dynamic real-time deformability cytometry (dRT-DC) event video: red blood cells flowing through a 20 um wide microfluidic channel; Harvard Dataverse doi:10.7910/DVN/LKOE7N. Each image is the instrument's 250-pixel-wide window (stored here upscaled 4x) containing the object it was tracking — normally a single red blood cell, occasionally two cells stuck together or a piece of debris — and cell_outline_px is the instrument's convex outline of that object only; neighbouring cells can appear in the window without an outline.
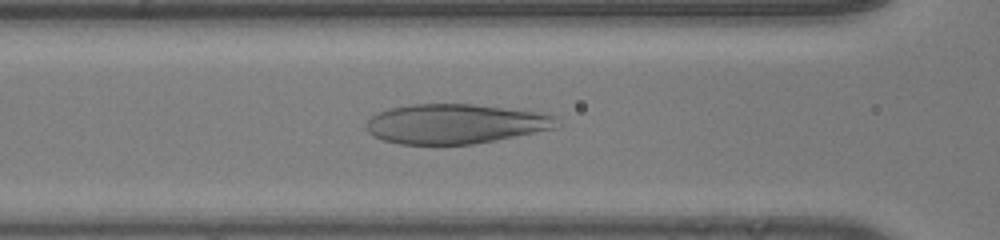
{"species": "human", "species_latin": "Homo sapiens", "temperature_condition": "room temperature", "stored_images_in_passage": 46, "camera_frame_rate_fps": 3000, "um_per_image_px": 0.085, "donor": {"sex": "male"}, "frame": {"image": 1, "passage_image": 21, "time_ms": 6.667, "image_size_px": [1000, 240], "cell_outline_px": [[560, 124], [552, 128], [496, 140], [472, 144], [400, 144], [384, 140], [368, 132], [368, 120], [376, 112], [388, 108], [412, 104], [472, 104], [540, 112], [556, 116]], "centroid_in_image_um": [38.69, 10.51], "position_along_channel_um": 127.9, "area_um2": 43.75}}
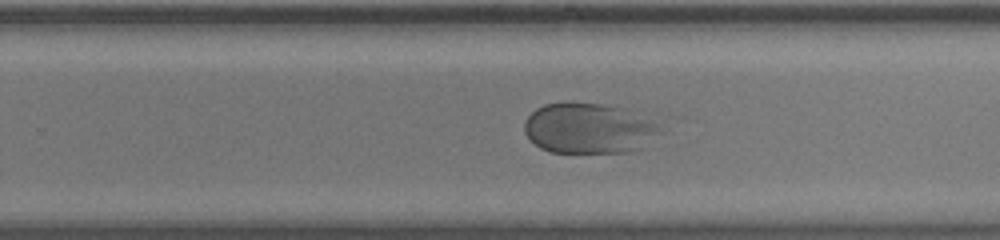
{"frame": {"image": 2, "passage_image": 32, "time_ms": 10.333, "image_size_px": [1000, 240], "cell_outline_px": [[660, 132], [640, 148], [632, 152], [552, 152], [540, 148], [528, 140], [524, 132], [524, 120], [536, 108], [544, 104], [568, 100], [604, 104], [632, 108], [656, 124]], "centroid_in_image_um": [49.99, 10.86], "position_along_channel_um": 279.8, "area_um2": 40.69}}
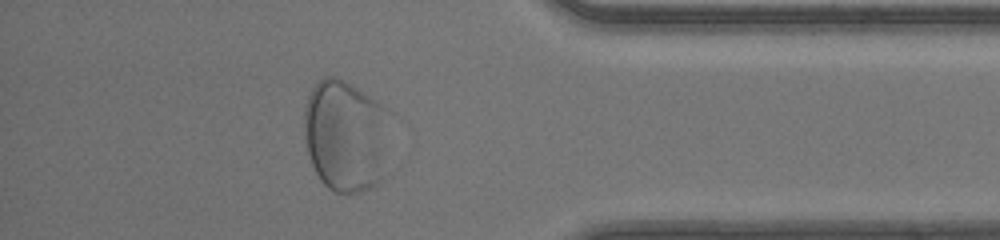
{"frame": {"image": 3, "passage_image": 42, "time_ms": 13.667, "image_size_px": [1000, 240], "cell_outline_px": [[392, 176], [380, 184], [360, 192], [336, 192], [328, 188], [320, 180], [312, 164], [308, 152], [304, 136], [304, 104], [316, 80], [324, 76], [336, 76], [344, 80], [376, 100], [384, 108]], "centroid_in_image_um": [29.42, 11.59], "position_along_channel_um": 405.8, "area_um2": 57.74}}